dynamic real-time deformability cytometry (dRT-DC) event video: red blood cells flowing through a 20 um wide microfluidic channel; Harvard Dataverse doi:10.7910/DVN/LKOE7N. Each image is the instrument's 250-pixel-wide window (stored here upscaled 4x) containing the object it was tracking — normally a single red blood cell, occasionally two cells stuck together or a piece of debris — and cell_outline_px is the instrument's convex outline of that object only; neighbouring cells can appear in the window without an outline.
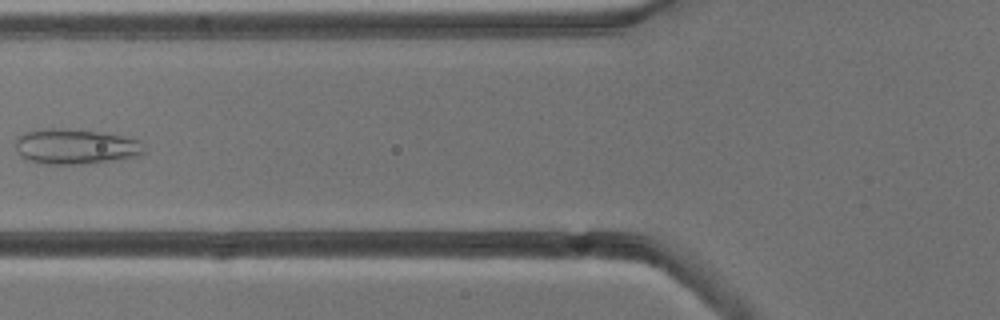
{"species": "common noctule bat (a hibernating species)", "species_latin": "Nyctalus noctula", "temperature_condition": "cold", "stored_images_in_passage": 7, "camera_frame_rate_fps": 3000, "um_per_image_px": 0.085, "animal": {"sex": "male", "body_mass_g": 13.3}, "frame": {"image": 1, "passage_image": 6, "time_ms": 6.0, "image_size_px": [1000, 320], "cell_outline_px": [[144, 152], [140, 156], [84, 164], [44, 164], [28, 160], [20, 156], [16, 152], [16, 140], [24, 132], [36, 128], [68, 128], [124, 136], [140, 140]], "centroid_in_image_um": [6.37, 12.45], "position_along_channel_um": 119.4, "area_um2": 26.59}}